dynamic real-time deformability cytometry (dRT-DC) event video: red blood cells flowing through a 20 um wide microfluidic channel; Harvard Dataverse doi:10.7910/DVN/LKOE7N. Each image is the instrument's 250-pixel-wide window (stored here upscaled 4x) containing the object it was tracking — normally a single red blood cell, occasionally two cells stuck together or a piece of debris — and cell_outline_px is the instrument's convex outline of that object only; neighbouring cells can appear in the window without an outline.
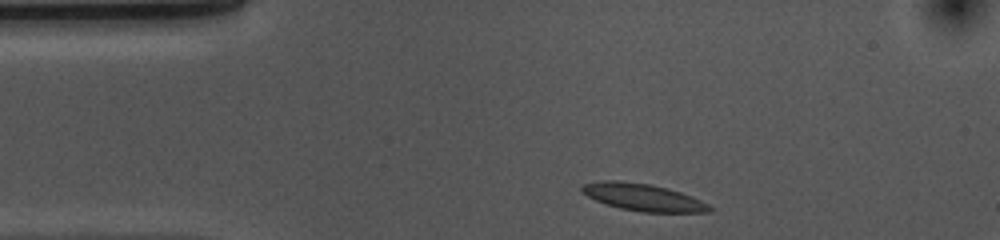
{"species": "common noctule bat (a hibernating species)", "species_latin": "Nyctalus noctula", "temperature_condition": "cold", "stored_images_in_passage": 35, "camera_frame_rate_fps": 3000, "um_per_image_px": 0.085, "animal": {"sex": "female", "body_mass_g": 10.0, "forearm_length_mm": 53.1}, "frame": {"image": 1, "passage_image": 2, "time_ms": 0.333, "image_size_px": [1000, 240], "cell_outline_px": [[712, 212], [644, 212], [620, 208], [604, 204], [580, 192], [580, 188], [584, 184], [604, 180], [616, 180], [648, 184], [668, 188], [692, 196], [708, 204], [712, 208]], "centroid_in_image_um": [54.65, 16.77], "position_along_channel_um": 30.4, "area_um2": 20.11}}
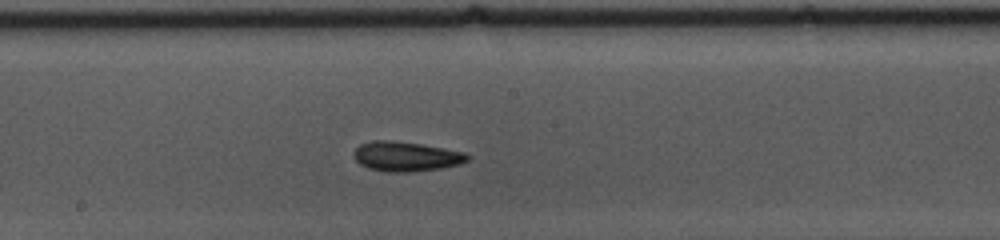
{"frame": {"image": 2, "passage_image": 20, "time_ms": 6.333, "image_size_px": [1000, 240], "cell_outline_px": [[472, 156], [468, 160], [460, 164], [444, 168], [412, 172], [388, 172], [368, 168], [360, 164], [352, 156], [356, 148], [360, 144], [372, 140], [388, 140], [420, 144], [444, 148], [464, 152]], "centroid_in_image_um": [34.53, 13.3], "position_along_channel_um": 213.7, "area_um2": 19.83}}
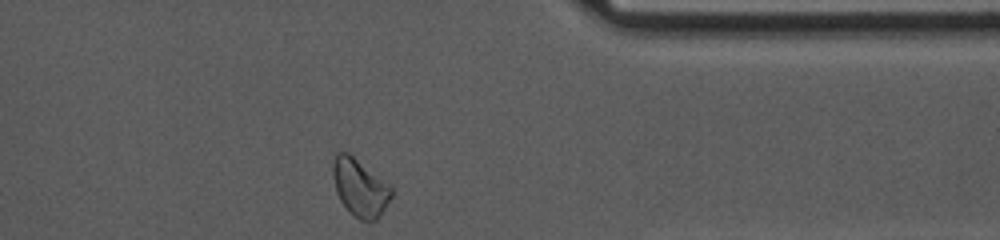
{"frame": {"image": 3, "passage_image": 35, "time_ms": 11.333, "image_size_px": [1000, 240], "cell_outline_px": [[392, 196], [376, 220], [360, 220], [340, 200], [336, 192], [332, 176], [332, 160], [336, 152], [348, 152], [392, 188]], "centroid_in_image_um": [30.55, 15.91], "position_along_channel_um": 380.9, "area_um2": 19.07}, "authors_computed_cell_mechanics": {"area_um2": 18.9006, "velocity_mm_per_s": 3.6479, "shape_relaxation_time_tau1_ms": 3.9554, "shape_relaxation_time_tau2_ms": 3.4656, "deformation_change_tau1": 0.0943, "deformation_change_tau2": 0.096}}